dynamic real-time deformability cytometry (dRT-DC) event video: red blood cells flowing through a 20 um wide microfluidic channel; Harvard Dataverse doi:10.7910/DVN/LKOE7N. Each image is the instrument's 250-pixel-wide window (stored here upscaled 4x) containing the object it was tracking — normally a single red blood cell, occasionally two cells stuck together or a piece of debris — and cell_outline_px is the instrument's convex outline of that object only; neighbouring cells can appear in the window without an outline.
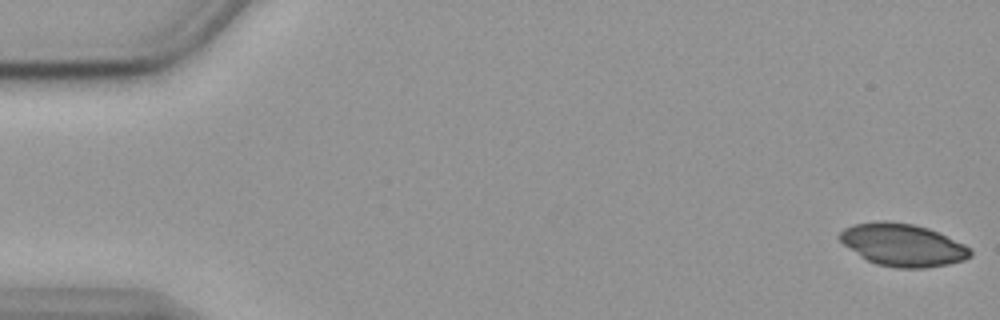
{"species": "common noctule bat (a hibernating species)", "species_latin": "Nyctalus noctula", "temperature_condition": "cold", "stored_images_in_passage": 55, "camera_frame_rate_fps": 3000, "um_per_image_px": 0.085, "animal": {"sex": "female", "body_mass_g": 19.9}, "frame": {"image": 1, "passage_image": 1, "time_ms": 0.0, "image_size_px": [1000, 320], "cell_outline_px": [[972, 256], [964, 260], [948, 264], [924, 268], [896, 268], [876, 264], [860, 256], [844, 244], [836, 236], [844, 228], [852, 224], [876, 220], [888, 220], [912, 224], [928, 228], [964, 244], [972, 248]], "centroid_in_image_um": [76.72, 20.81], "position_along_channel_um": 8.3, "area_um2": 32.54}}